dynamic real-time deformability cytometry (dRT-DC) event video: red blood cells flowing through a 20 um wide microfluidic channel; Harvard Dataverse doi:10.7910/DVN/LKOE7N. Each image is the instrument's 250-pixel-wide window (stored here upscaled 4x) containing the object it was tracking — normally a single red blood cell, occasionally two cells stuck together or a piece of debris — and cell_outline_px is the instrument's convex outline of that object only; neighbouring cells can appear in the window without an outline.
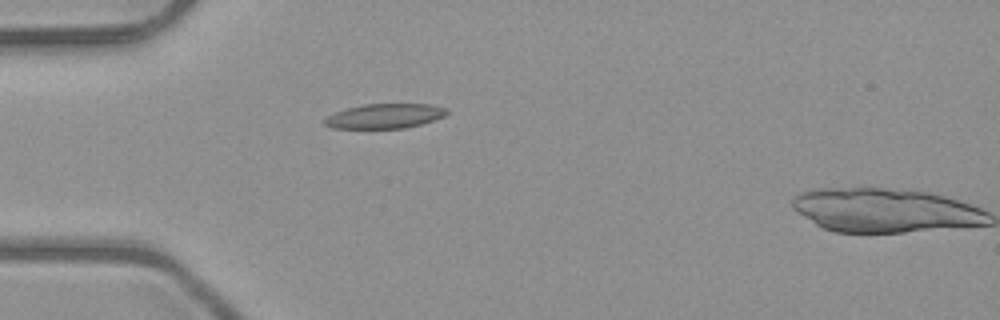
{"species": "common noctule bat (a hibernating species)", "species_latin": "Nyctalus noctula", "temperature_condition": "room temperature", "stored_images_in_passage": 2, "camera_frame_rate_fps": 3000, "um_per_image_px": 0.085, "animal": {"sex": "male", "body_mass_g": 23.1, "forearm_length_mm": 52.7}, "frame": {"image": 1, "passage_image": 1, "time_ms": 0.0, "image_size_px": [1000, 320], "cell_outline_px": [[448, 112], [444, 116], [420, 124], [404, 128], [332, 128], [324, 124], [324, 120], [328, 116], [336, 112], [348, 108], [364, 104], [428, 104], [444, 108]], "centroid_in_image_um": [32.68, 9.86], "position_along_channel_um": 52.3, "area_um2": 17.22}}